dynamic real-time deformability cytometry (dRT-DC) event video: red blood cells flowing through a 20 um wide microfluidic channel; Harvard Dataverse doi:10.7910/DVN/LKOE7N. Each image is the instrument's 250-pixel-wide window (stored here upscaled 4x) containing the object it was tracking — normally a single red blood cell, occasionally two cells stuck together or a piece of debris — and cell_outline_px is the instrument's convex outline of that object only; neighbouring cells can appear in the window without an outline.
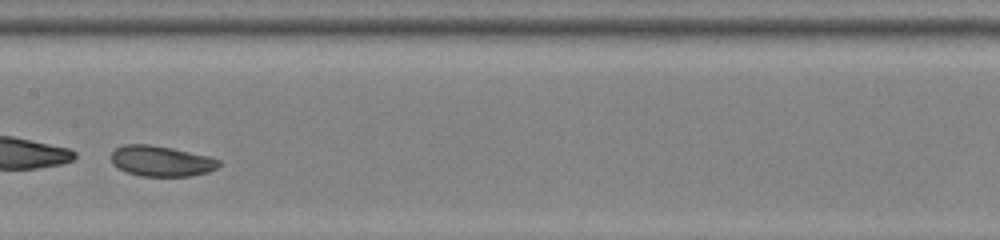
{"species": "common noctule bat (a hibernating species)", "species_latin": "Nyctalus noctula", "temperature_condition": "room temperature", "stored_images_in_passage": 27, "camera_frame_rate_fps": 3000, "um_per_image_px": 0.085, "animal": {"sex": "female", "body_mass_g": 22.0, "forearm_length_mm": 56.7}, "frame": {"image": 1, "passage_image": 12, "time_ms": 3.667, "image_size_px": [1000, 240], "cell_outline_px": [[220, 164], [216, 168], [208, 172], [188, 176], [140, 176], [128, 172], [120, 168], [112, 160], [112, 152], [116, 148], [124, 144], [148, 144], [172, 148], [208, 156], [220, 160]], "centroid_in_image_um": [13.73, 13.68], "position_along_channel_um": 193.7, "area_um2": 18.9}, "authors_computed_cell_mechanics": {"area_um2": 18.9006, "velocity_mm_per_s": 3.9423, "shape_relaxation_time_tau1_ms": 1.6147, "shape_relaxation_time_tau2_ms": 0.1704, "deformation_change_tau1": 0.2583, "deformation_change_tau2": 0.0517}}